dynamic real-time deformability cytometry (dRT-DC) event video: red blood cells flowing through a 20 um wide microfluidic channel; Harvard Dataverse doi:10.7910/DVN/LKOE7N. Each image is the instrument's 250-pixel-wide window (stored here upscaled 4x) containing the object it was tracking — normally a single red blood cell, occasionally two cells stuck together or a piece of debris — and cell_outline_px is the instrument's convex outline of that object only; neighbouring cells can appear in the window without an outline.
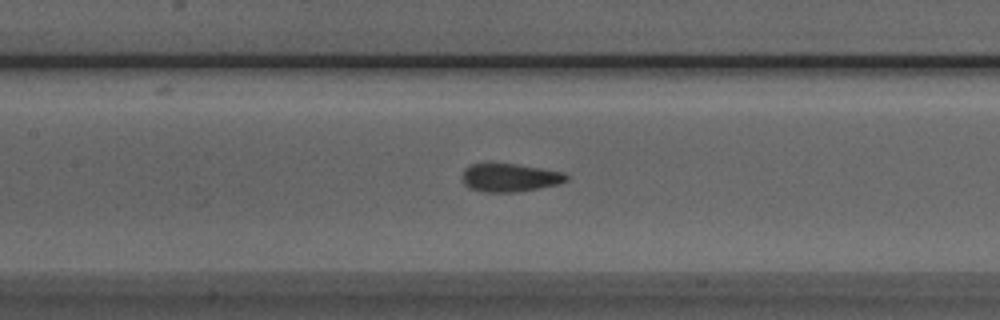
{"species": "Egyptian fruit bat (a non-hibernating species)", "species_latin": "Rousettus aegyptiacus", "temperature_condition": "room temperature", "stored_images_in_passage": 28, "camera_frame_rate_fps": 3000, "um_per_image_px": 0.085, "animal": {"sex": "male"}, "frame": {"image": 1, "passage_image": 9, "time_ms": 2.667, "image_size_px": [1000, 320], "cell_outline_px": [[568, 180], [556, 184], [536, 188], [512, 192], [484, 192], [468, 188], [464, 184], [464, 168], [472, 164], [516, 164], [564, 172], [568, 176]], "centroid_in_image_um": [43.32, 15.1], "position_along_channel_um": 164.1, "area_um2": 16.76}}
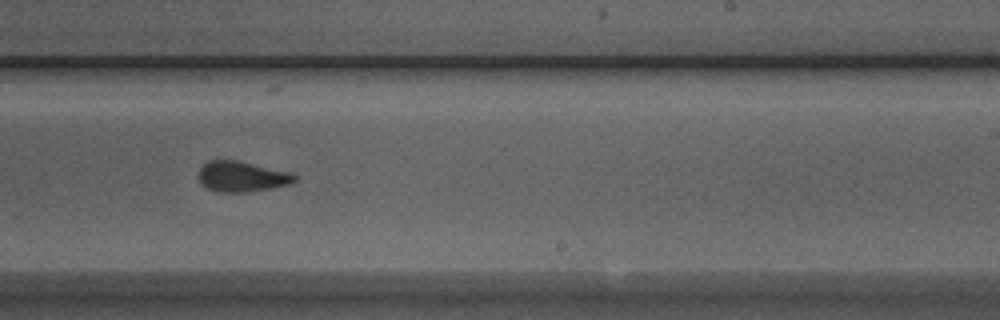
{"frame": {"image": 2, "passage_image": 17, "time_ms": 5.333, "image_size_px": [1000, 320], "cell_outline_px": [[296, 180], [292, 184], [272, 188], [244, 192], [216, 192], [208, 188], [200, 180], [200, 168], [208, 160], [236, 160], [288, 172], [296, 176]], "centroid_in_image_um": [20.57, 15.01], "position_along_channel_um": 268.4, "area_um2": 16.76}}
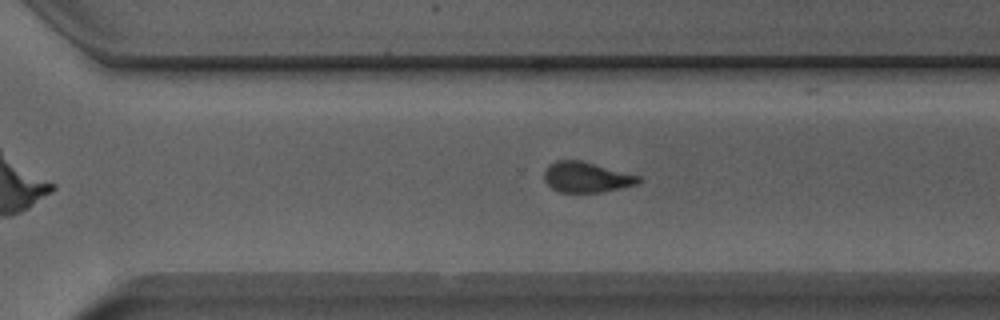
{"frame": {"image": 3, "passage_image": 21, "time_ms": 6.667, "image_size_px": [1000, 320], "cell_outline_px": [[640, 180], [636, 184], [620, 188], [600, 192], [560, 192], [552, 188], [544, 180], [544, 172], [548, 164], [556, 160], [580, 160], [640, 176]], "centroid_in_image_um": [49.8, 15.05], "position_along_channel_um": 320.8, "area_um2": 16.53}}